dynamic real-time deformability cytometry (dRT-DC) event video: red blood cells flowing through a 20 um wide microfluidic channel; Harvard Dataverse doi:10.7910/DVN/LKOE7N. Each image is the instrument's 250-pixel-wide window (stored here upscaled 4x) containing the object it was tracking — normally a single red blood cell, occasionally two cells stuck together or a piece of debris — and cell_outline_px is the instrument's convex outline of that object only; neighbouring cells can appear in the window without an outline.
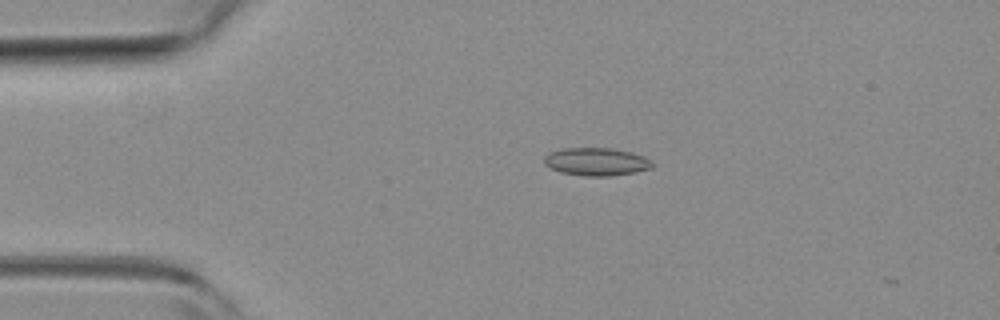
{"species": "common noctule bat (a hibernating species)", "species_latin": "Nyctalus noctula", "temperature_condition": "room temperature", "stored_images_in_passage": 12, "camera_frame_rate_fps": 3000, "um_per_image_px": 0.085, "animal": {"sex": "female", "body_mass_g": 19.3, "forearm_length_mm": 54.1}, "frame": {"image": 1, "passage_image": 11, "time_ms": 3.333, "image_size_px": [1000, 320], "cell_outline_px": [[652, 168], [636, 172], [612, 176], [584, 176], [560, 172], [544, 164], [544, 156], [548, 152], [564, 148], [612, 148], [632, 152], [644, 156], [652, 160]], "centroid_in_image_um": [50.7, 13.74], "position_along_channel_um": 34.3, "area_um2": 17.74}}